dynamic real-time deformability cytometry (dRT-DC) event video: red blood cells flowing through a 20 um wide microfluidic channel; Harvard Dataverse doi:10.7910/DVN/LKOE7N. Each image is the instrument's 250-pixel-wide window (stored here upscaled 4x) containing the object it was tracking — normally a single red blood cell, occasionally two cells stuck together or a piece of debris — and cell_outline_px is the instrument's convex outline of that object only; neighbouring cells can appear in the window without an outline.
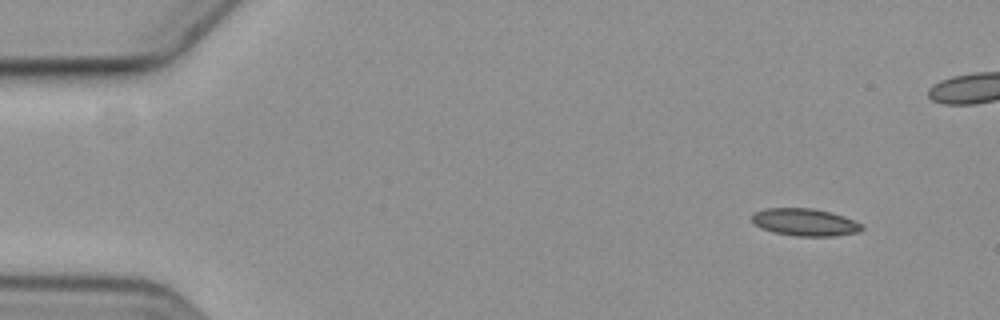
{"species": "common noctule bat (a hibernating species)", "species_latin": "Nyctalus noctula", "temperature_condition": "cold", "stored_images_in_passage": 5, "camera_frame_rate_fps": 3000, "um_per_image_px": 0.085, "animal": {"sex": "female", "body_mass_g": 19.3, "forearm_length_mm": 54.1}, "frame": {"image": 1, "passage_image": 1, "time_ms": 0.0, "image_size_px": [1000, 320], "cell_outline_px": [[864, 228], [860, 232], [836, 236], [796, 236], [772, 232], [760, 228], [752, 224], [752, 212], [764, 208], [812, 208], [832, 212], [844, 216], [864, 224]], "centroid_in_image_um": [68.41, 18.89], "position_along_channel_um": 16.6, "area_um2": 17.98}}
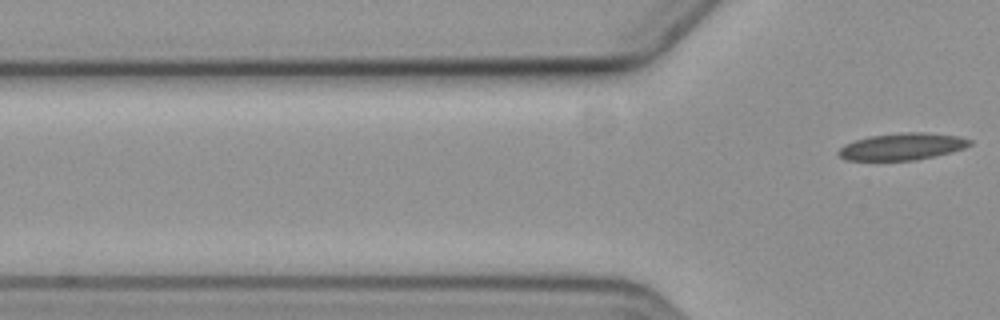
{"frame": {"image": 2, "passage_image": 5, "time_ms": 6.333, "image_size_px": [1000, 320], "cell_outline_px": [[972, 144], [964, 148], [916, 160], [844, 160], [836, 152], [844, 144], [868, 136], [900, 132], [924, 132], [960, 136], [972, 140]], "centroid_in_image_um": [76.66, 12.44], "position_along_channel_um": 49.1, "area_um2": 20.58}}